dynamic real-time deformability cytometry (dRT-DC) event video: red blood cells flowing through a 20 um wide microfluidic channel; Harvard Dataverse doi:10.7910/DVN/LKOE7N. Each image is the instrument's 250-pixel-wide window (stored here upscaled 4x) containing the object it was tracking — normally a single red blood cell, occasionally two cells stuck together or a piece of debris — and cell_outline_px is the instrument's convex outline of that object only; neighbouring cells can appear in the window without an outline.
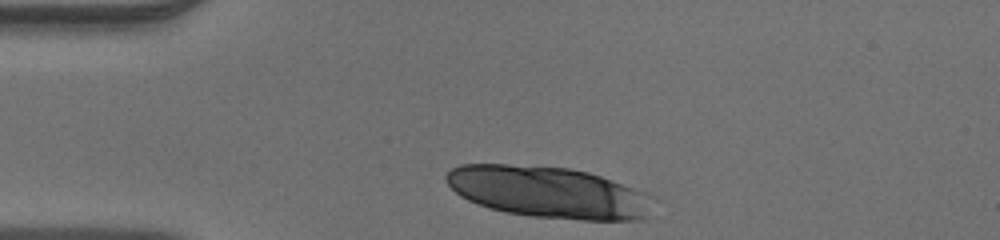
{"species": "human", "species_latin": "Homo sapiens", "temperature_condition": "warm", "stored_images_in_passage": 30, "camera_frame_rate_fps": 3000, "um_per_image_px": 0.085, "donor": {"sex": "male"}, "frame": {"image": 1, "passage_image": 1, "time_ms": 0.0, "image_size_px": [1000, 240], "cell_outline_px": [[656, 200], [644, 220], [580, 220], [532, 216], [504, 212], [488, 208], [476, 204], [460, 196], [444, 180], [444, 176], [452, 168], [460, 164], [508, 164], [568, 168], [588, 172], [600, 176], [644, 192], [652, 196]], "centroid_in_image_um": [46.62, 16.35], "position_along_channel_um": 38.4, "area_um2": 62.37}}